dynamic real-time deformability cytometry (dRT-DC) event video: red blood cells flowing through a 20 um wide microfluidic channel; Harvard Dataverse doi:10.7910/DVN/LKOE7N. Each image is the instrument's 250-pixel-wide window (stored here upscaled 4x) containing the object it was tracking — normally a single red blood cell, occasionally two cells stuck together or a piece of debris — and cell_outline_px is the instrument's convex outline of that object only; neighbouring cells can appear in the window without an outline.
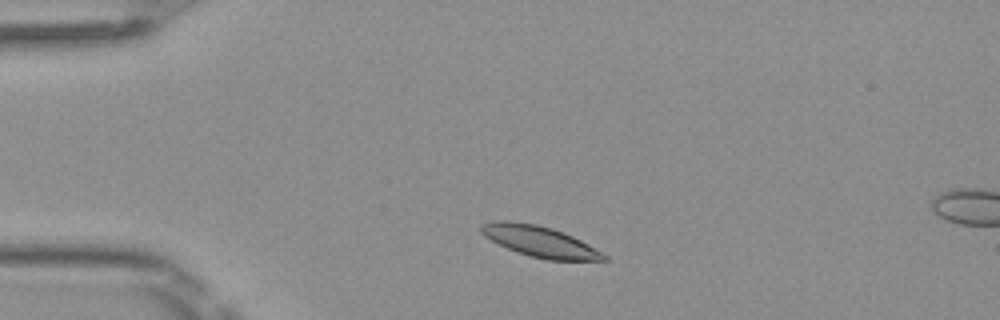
{"species": "Egyptian fruit bat (a non-hibernating species)", "species_latin": "Rousettus aegyptiacus", "temperature_condition": "room temperature", "stored_images_in_passage": 4, "camera_frame_rate_fps": 3000, "um_per_image_px": 0.085, "frame": {"image": 1, "passage_image": 2, "time_ms": 0.333, "image_size_px": [1000, 320], "cell_outline_px": [[608, 260], [548, 260], [528, 256], [516, 252], [484, 236], [480, 232], [480, 224], [492, 220], [508, 220], [536, 224], [552, 228], [572, 236], [588, 244], [608, 256]], "centroid_in_image_um": [45.84, 20.51], "position_along_channel_um": 39.2, "area_um2": 22.08}}